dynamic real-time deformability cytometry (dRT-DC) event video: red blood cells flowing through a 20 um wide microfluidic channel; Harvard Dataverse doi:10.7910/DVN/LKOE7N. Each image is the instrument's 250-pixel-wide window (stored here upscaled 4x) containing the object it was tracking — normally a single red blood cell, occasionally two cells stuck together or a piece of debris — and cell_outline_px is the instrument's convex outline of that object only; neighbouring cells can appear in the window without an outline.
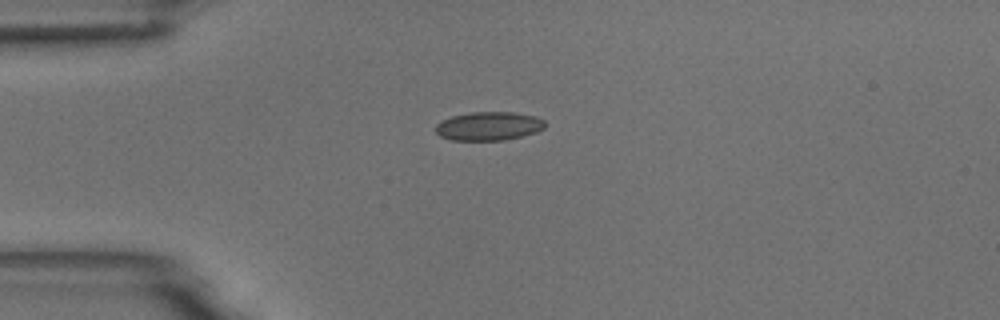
{"species": "common noctule bat (a hibernating species)", "species_latin": "Nyctalus noctula", "temperature_condition": "room temperature", "stored_images_in_passage": 8, "camera_frame_rate_fps": 3000, "um_per_image_px": 0.085, "animal": {"sex": "male", "body_mass_g": 18.8}, "frame": {"image": 1, "passage_image": 1, "time_ms": 0.0, "image_size_px": [1000, 320], "cell_outline_px": [[544, 128], [536, 132], [504, 140], [452, 140], [440, 136], [436, 132], [436, 124], [440, 120], [452, 116], [472, 112], [512, 112], [536, 116], [544, 120]], "centroid_in_image_um": [41.52, 10.71], "position_along_channel_um": 43.5, "area_um2": 18.21}}
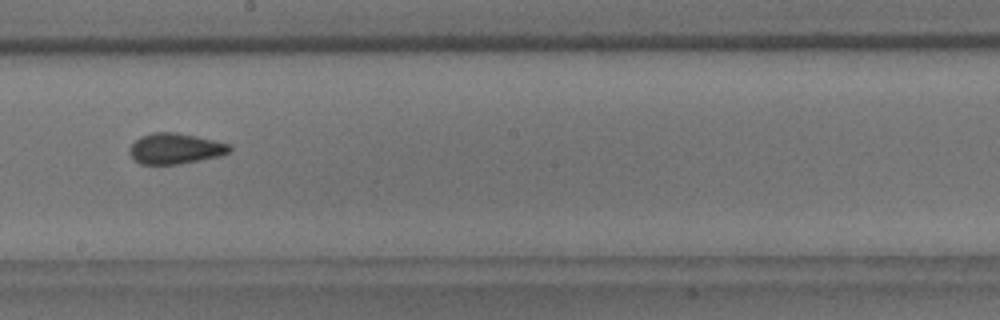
{"frame": {"image": 2, "passage_image": 6, "time_ms": 1.667, "image_size_px": [1000, 320], "cell_outline_px": [[232, 148], [228, 152], [220, 156], [180, 164], [140, 164], [132, 160], [128, 152], [128, 148], [140, 136], [152, 132], [176, 132], [196, 136], [232, 144]], "centroid_in_image_um": [14.87, 12.63], "position_along_channel_um": 233.3, "area_um2": 18.15}}